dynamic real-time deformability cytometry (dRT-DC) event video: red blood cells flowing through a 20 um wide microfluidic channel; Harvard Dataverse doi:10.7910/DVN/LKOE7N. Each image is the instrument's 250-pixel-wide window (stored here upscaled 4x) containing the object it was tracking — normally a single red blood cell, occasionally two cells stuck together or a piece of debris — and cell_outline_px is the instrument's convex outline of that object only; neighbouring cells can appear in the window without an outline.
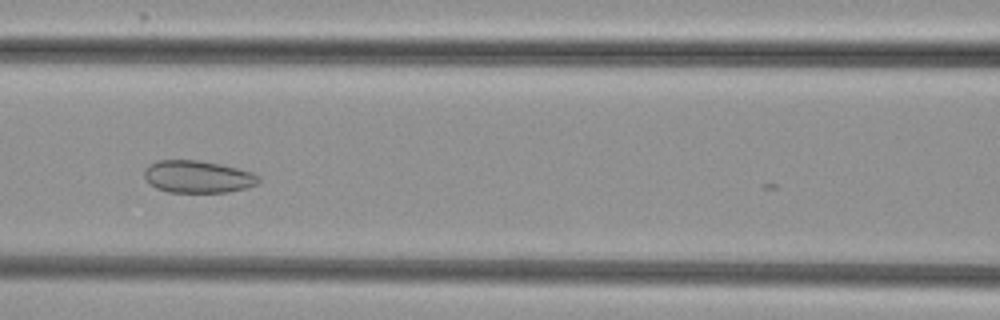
{"species": "common noctule bat (a hibernating species)", "species_latin": "Nyctalus noctula", "temperature_condition": "cold", "stored_images_in_passage": 6, "camera_frame_rate_fps": 3000, "um_per_image_px": 0.085, "animal": {"sex": "female", "body_mass_g": 29.2, "forearm_length_mm": 56.3}, "frame": {"image": 1, "passage_image": 5, "time_ms": 5.333, "image_size_px": [1000, 320], "cell_outline_px": [[260, 180], [256, 184], [248, 188], [228, 192], [168, 192], [156, 188], [144, 180], [144, 168], [148, 164], [156, 160], [196, 160], [220, 164], [252, 172], [260, 176]], "centroid_in_image_um": [16.78, 15.02], "position_along_channel_um": 149.8, "area_um2": 21.73}}
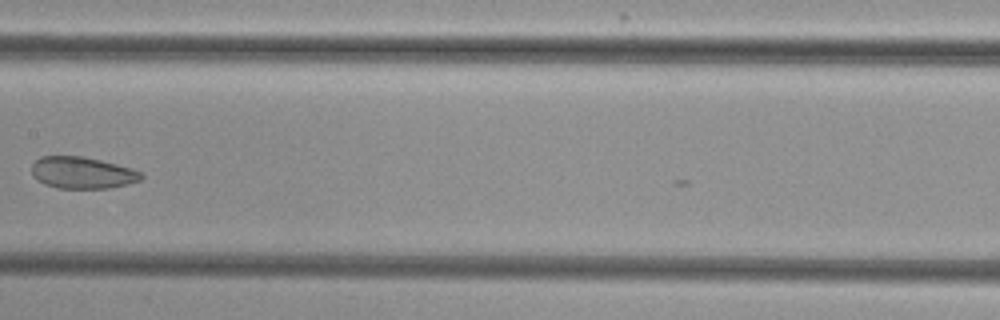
{"frame": {"image": 2, "passage_image": 6, "time_ms": 6.667, "image_size_px": [1000, 320], "cell_outline_px": [[144, 176], [140, 180], [128, 184], [108, 188], [56, 188], [44, 184], [36, 180], [32, 176], [32, 164], [40, 156], [80, 156], [100, 160], [132, 168], [140, 172]], "centroid_in_image_um": [6.96, 14.68], "position_along_channel_um": 200.4, "area_um2": 20.29}}